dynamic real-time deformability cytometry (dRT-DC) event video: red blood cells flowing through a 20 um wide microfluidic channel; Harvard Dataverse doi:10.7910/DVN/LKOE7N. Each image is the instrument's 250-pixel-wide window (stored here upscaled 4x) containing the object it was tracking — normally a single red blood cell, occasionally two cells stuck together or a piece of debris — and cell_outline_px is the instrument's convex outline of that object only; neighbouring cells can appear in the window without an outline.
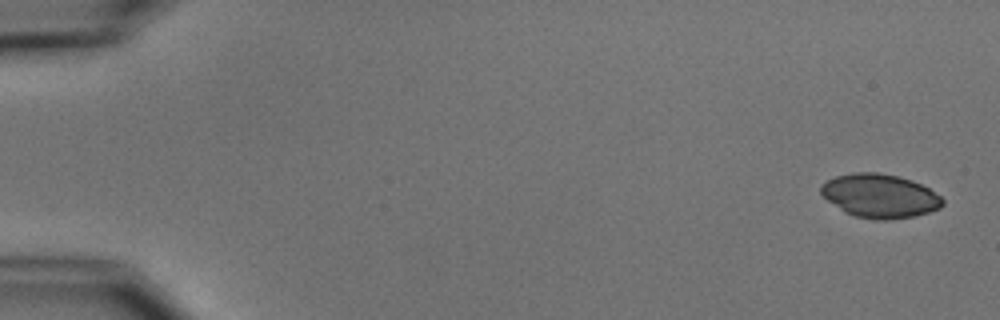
{"species": "common noctule bat (a hibernating species)", "species_latin": "Nyctalus noctula", "temperature_condition": "cold", "stored_images_in_passage": 4, "camera_frame_rate_fps": 3000, "um_per_image_px": 0.085, "animal": {"sex": "male", "body_mass_g": 15.6}, "frame": {"image": 1, "passage_image": 1, "time_ms": 0.0, "image_size_px": [1000, 320], "cell_outline_px": [[944, 204], [940, 208], [916, 216], [888, 220], [872, 220], [856, 216], [844, 212], [828, 200], [820, 192], [820, 184], [836, 176], [852, 172], [876, 172], [900, 176], [912, 180], [928, 188], [940, 196], [944, 200]], "centroid_in_image_um": [74.79, 16.65], "position_along_channel_um": 10.2, "area_um2": 31.15}}
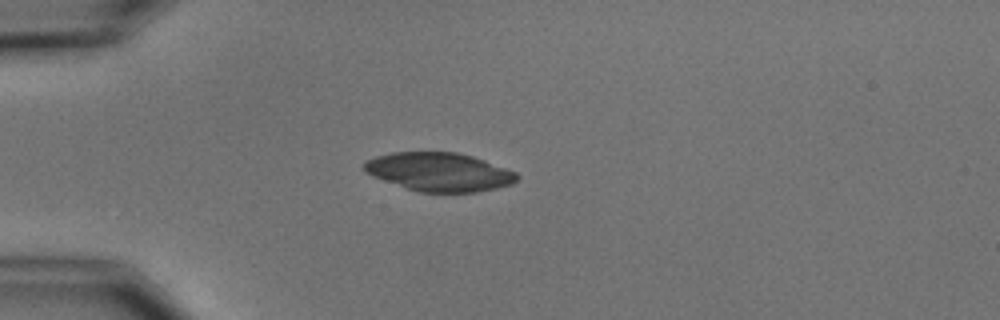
{"frame": {"image": 2, "passage_image": 4, "time_ms": 4.333, "image_size_px": [1000, 320], "cell_outline_px": [[520, 176], [512, 184], [496, 188], [476, 192], [420, 192], [408, 188], [364, 172], [360, 168], [364, 160], [376, 156], [392, 152], [456, 152], [472, 156], [484, 160], [516, 172]], "centroid_in_image_um": [37.32, 14.6], "position_along_channel_um": 47.7, "area_um2": 34.22}}